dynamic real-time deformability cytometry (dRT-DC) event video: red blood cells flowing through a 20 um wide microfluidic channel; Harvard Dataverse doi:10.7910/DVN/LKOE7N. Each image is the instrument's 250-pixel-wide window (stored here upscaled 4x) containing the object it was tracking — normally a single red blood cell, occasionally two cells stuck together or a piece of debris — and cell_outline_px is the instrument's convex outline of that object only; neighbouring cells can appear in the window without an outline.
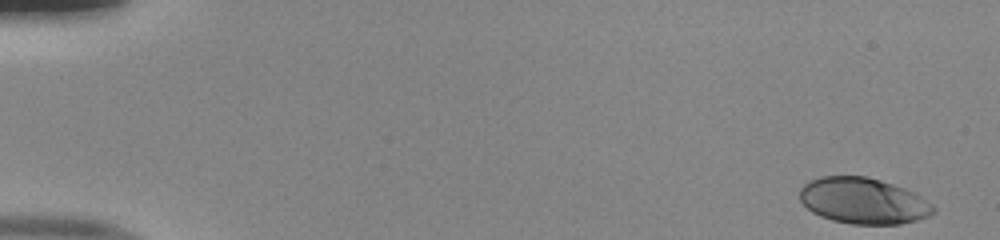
{"species": "human", "species_latin": "Homo sapiens", "temperature_condition": "room temperature", "stored_images_in_passage": 50, "camera_frame_rate_fps": 3000, "um_per_image_px": 0.085, "donor": {"sex": "male"}, "frame": {"image": 1, "passage_image": 1, "time_ms": 0.0, "image_size_px": [1000, 240], "cell_outline_px": [[936, 212], [928, 216], [916, 220], [900, 224], [852, 224], [832, 220], [820, 216], [812, 212], [800, 200], [800, 188], [808, 180], [820, 176], [868, 176], [904, 188], [920, 196], [932, 204], [936, 208]], "centroid_in_image_um": [73.36, 17.07], "position_along_channel_um": 11.6, "area_um2": 35.89}}
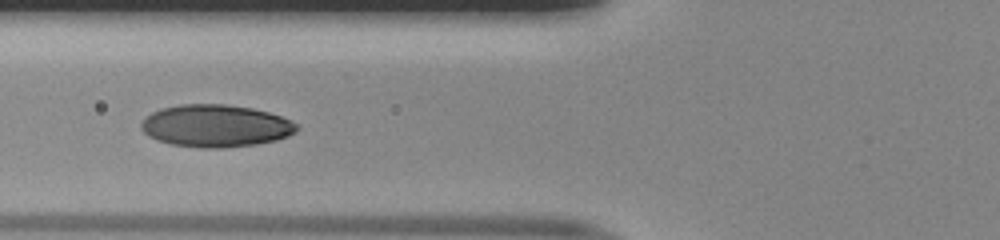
{"frame": {"image": 2, "passage_image": 20, "time_ms": 6.333, "image_size_px": [1000, 240], "cell_outline_px": [[300, 128], [296, 132], [288, 136], [276, 140], [256, 144], [224, 148], [200, 148], [172, 144], [156, 140], [148, 136], [140, 128], [140, 124], [152, 112], [160, 108], [180, 104], [224, 104], [252, 108], [268, 112], [280, 116], [296, 124]], "centroid_in_image_um": [18.32, 10.7], "position_along_channel_um": 107.5, "area_um2": 38.44}}
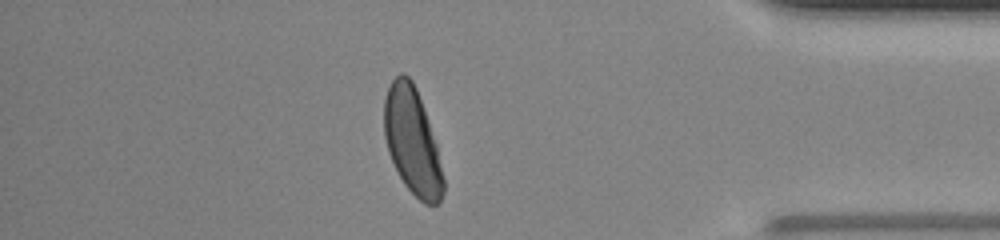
{"frame": {"image": 3, "passage_image": 44, "time_ms": 14.333, "image_size_px": [1000, 240], "cell_outline_px": [[444, 192], [440, 200], [436, 204], [424, 204], [404, 184], [388, 152], [384, 136], [384, 96], [392, 80], [400, 72], [404, 72], [412, 80], [416, 88], [428, 120], [436, 144], [444, 180]], "centroid_in_image_um": [35.03, 11.98], "position_along_channel_um": 400.2, "area_um2": 36.41}, "authors_computed_cell_mechanics": {"area_um2": 36.9342, "velocity_mm_per_s": 4.0086, "shape_relaxation_time_tau1_ms": 2.9446, "shape_relaxation_time_tau2_ms": null, "deformation_change_tau1": 0.1578, "deformation_change_tau2": null}}